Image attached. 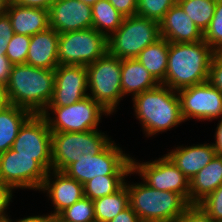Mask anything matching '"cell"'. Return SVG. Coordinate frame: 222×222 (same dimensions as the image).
Returning <instances> with one entry per match:
<instances>
[{
	"label": "cell",
	"mask_w": 222,
	"mask_h": 222,
	"mask_svg": "<svg viewBox=\"0 0 222 222\" xmlns=\"http://www.w3.org/2000/svg\"><path fill=\"white\" fill-rule=\"evenodd\" d=\"M214 52L204 40L195 43L169 42L164 85L178 91L209 81Z\"/></svg>",
	"instance_id": "cell-1"
},
{
	"label": "cell",
	"mask_w": 222,
	"mask_h": 222,
	"mask_svg": "<svg viewBox=\"0 0 222 222\" xmlns=\"http://www.w3.org/2000/svg\"><path fill=\"white\" fill-rule=\"evenodd\" d=\"M54 83L55 70L15 64L6 85L9 104L42 114L52 99Z\"/></svg>",
	"instance_id": "cell-2"
},
{
	"label": "cell",
	"mask_w": 222,
	"mask_h": 222,
	"mask_svg": "<svg viewBox=\"0 0 222 222\" xmlns=\"http://www.w3.org/2000/svg\"><path fill=\"white\" fill-rule=\"evenodd\" d=\"M132 100L136 119L141 122L146 136L167 131L184 122L178 92L166 85L159 84Z\"/></svg>",
	"instance_id": "cell-3"
},
{
	"label": "cell",
	"mask_w": 222,
	"mask_h": 222,
	"mask_svg": "<svg viewBox=\"0 0 222 222\" xmlns=\"http://www.w3.org/2000/svg\"><path fill=\"white\" fill-rule=\"evenodd\" d=\"M125 184L129 206L142 222H176L191 205L176 192L160 191L144 182Z\"/></svg>",
	"instance_id": "cell-4"
},
{
	"label": "cell",
	"mask_w": 222,
	"mask_h": 222,
	"mask_svg": "<svg viewBox=\"0 0 222 222\" xmlns=\"http://www.w3.org/2000/svg\"><path fill=\"white\" fill-rule=\"evenodd\" d=\"M52 170V156L18 155L12 148L0 153V182L12 189L39 190Z\"/></svg>",
	"instance_id": "cell-5"
},
{
	"label": "cell",
	"mask_w": 222,
	"mask_h": 222,
	"mask_svg": "<svg viewBox=\"0 0 222 222\" xmlns=\"http://www.w3.org/2000/svg\"><path fill=\"white\" fill-rule=\"evenodd\" d=\"M160 38L159 22L137 15L124 17L119 28L107 38L108 53L120 60L136 58Z\"/></svg>",
	"instance_id": "cell-6"
},
{
	"label": "cell",
	"mask_w": 222,
	"mask_h": 222,
	"mask_svg": "<svg viewBox=\"0 0 222 222\" xmlns=\"http://www.w3.org/2000/svg\"><path fill=\"white\" fill-rule=\"evenodd\" d=\"M87 67L88 96L99 103L107 112H116L120 100L121 60L108 52Z\"/></svg>",
	"instance_id": "cell-7"
},
{
	"label": "cell",
	"mask_w": 222,
	"mask_h": 222,
	"mask_svg": "<svg viewBox=\"0 0 222 222\" xmlns=\"http://www.w3.org/2000/svg\"><path fill=\"white\" fill-rule=\"evenodd\" d=\"M63 172L81 184L100 175H131L132 158L111 141L97 155L81 154L78 161L71 163Z\"/></svg>",
	"instance_id": "cell-8"
},
{
	"label": "cell",
	"mask_w": 222,
	"mask_h": 222,
	"mask_svg": "<svg viewBox=\"0 0 222 222\" xmlns=\"http://www.w3.org/2000/svg\"><path fill=\"white\" fill-rule=\"evenodd\" d=\"M112 140L98 129L85 132H52V170L63 172L81 154H99Z\"/></svg>",
	"instance_id": "cell-9"
},
{
	"label": "cell",
	"mask_w": 222,
	"mask_h": 222,
	"mask_svg": "<svg viewBox=\"0 0 222 222\" xmlns=\"http://www.w3.org/2000/svg\"><path fill=\"white\" fill-rule=\"evenodd\" d=\"M48 110L52 111L53 118L50 116ZM102 114L110 115L109 112L89 96L72 105L47 107L42 113L51 132H85L96 130Z\"/></svg>",
	"instance_id": "cell-10"
},
{
	"label": "cell",
	"mask_w": 222,
	"mask_h": 222,
	"mask_svg": "<svg viewBox=\"0 0 222 222\" xmlns=\"http://www.w3.org/2000/svg\"><path fill=\"white\" fill-rule=\"evenodd\" d=\"M107 52V37L94 28L59 34V65L87 66Z\"/></svg>",
	"instance_id": "cell-11"
},
{
	"label": "cell",
	"mask_w": 222,
	"mask_h": 222,
	"mask_svg": "<svg viewBox=\"0 0 222 222\" xmlns=\"http://www.w3.org/2000/svg\"><path fill=\"white\" fill-rule=\"evenodd\" d=\"M133 159V173L140 175L149 187L160 191L176 192L189 202V179L166 155L157 160L142 163Z\"/></svg>",
	"instance_id": "cell-12"
},
{
	"label": "cell",
	"mask_w": 222,
	"mask_h": 222,
	"mask_svg": "<svg viewBox=\"0 0 222 222\" xmlns=\"http://www.w3.org/2000/svg\"><path fill=\"white\" fill-rule=\"evenodd\" d=\"M183 121L213 120L222 115V92L209 81L177 91Z\"/></svg>",
	"instance_id": "cell-13"
},
{
	"label": "cell",
	"mask_w": 222,
	"mask_h": 222,
	"mask_svg": "<svg viewBox=\"0 0 222 222\" xmlns=\"http://www.w3.org/2000/svg\"><path fill=\"white\" fill-rule=\"evenodd\" d=\"M87 91L88 80L86 66L58 65L55 69L52 99L47 107L72 105L88 96Z\"/></svg>",
	"instance_id": "cell-14"
},
{
	"label": "cell",
	"mask_w": 222,
	"mask_h": 222,
	"mask_svg": "<svg viewBox=\"0 0 222 222\" xmlns=\"http://www.w3.org/2000/svg\"><path fill=\"white\" fill-rule=\"evenodd\" d=\"M12 149L18 155L52 156V132L42 114H33L22 125Z\"/></svg>",
	"instance_id": "cell-15"
},
{
	"label": "cell",
	"mask_w": 222,
	"mask_h": 222,
	"mask_svg": "<svg viewBox=\"0 0 222 222\" xmlns=\"http://www.w3.org/2000/svg\"><path fill=\"white\" fill-rule=\"evenodd\" d=\"M48 18L49 27L59 34L92 28V8L79 0H55Z\"/></svg>",
	"instance_id": "cell-16"
},
{
	"label": "cell",
	"mask_w": 222,
	"mask_h": 222,
	"mask_svg": "<svg viewBox=\"0 0 222 222\" xmlns=\"http://www.w3.org/2000/svg\"><path fill=\"white\" fill-rule=\"evenodd\" d=\"M51 174L54 178H51ZM40 190L47 191L54 205L55 210L50 214H60L84 197L83 184L56 170L48 171Z\"/></svg>",
	"instance_id": "cell-17"
},
{
	"label": "cell",
	"mask_w": 222,
	"mask_h": 222,
	"mask_svg": "<svg viewBox=\"0 0 222 222\" xmlns=\"http://www.w3.org/2000/svg\"><path fill=\"white\" fill-rule=\"evenodd\" d=\"M160 35L173 43H195L203 40L202 31L176 3L159 22Z\"/></svg>",
	"instance_id": "cell-18"
},
{
	"label": "cell",
	"mask_w": 222,
	"mask_h": 222,
	"mask_svg": "<svg viewBox=\"0 0 222 222\" xmlns=\"http://www.w3.org/2000/svg\"><path fill=\"white\" fill-rule=\"evenodd\" d=\"M59 33L48 28L30 36L26 64L41 69L55 70L58 64Z\"/></svg>",
	"instance_id": "cell-19"
},
{
	"label": "cell",
	"mask_w": 222,
	"mask_h": 222,
	"mask_svg": "<svg viewBox=\"0 0 222 222\" xmlns=\"http://www.w3.org/2000/svg\"><path fill=\"white\" fill-rule=\"evenodd\" d=\"M6 13L16 34L32 36L49 28L47 9L23 6L10 1Z\"/></svg>",
	"instance_id": "cell-20"
},
{
	"label": "cell",
	"mask_w": 222,
	"mask_h": 222,
	"mask_svg": "<svg viewBox=\"0 0 222 222\" xmlns=\"http://www.w3.org/2000/svg\"><path fill=\"white\" fill-rule=\"evenodd\" d=\"M216 155L212 144H197L193 146H179L166 156L178 169L191 180Z\"/></svg>",
	"instance_id": "cell-21"
},
{
	"label": "cell",
	"mask_w": 222,
	"mask_h": 222,
	"mask_svg": "<svg viewBox=\"0 0 222 222\" xmlns=\"http://www.w3.org/2000/svg\"><path fill=\"white\" fill-rule=\"evenodd\" d=\"M220 185H222V156L215 155L189 180V203L199 204Z\"/></svg>",
	"instance_id": "cell-22"
},
{
	"label": "cell",
	"mask_w": 222,
	"mask_h": 222,
	"mask_svg": "<svg viewBox=\"0 0 222 222\" xmlns=\"http://www.w3.org/2000/svg\"><path fill=\"white\" fill-rule=\"evenodd\" d=\"M159 83L148 70L135 58L121 60V89L123 97L131 94L133 98L139 93L157 87Z\"/></svg>",
	"instance_id": "cell-23"
},
{
	"label": "cell",
	"mask_w": 222,
	"mask_h": 222,
	"mask_svg": "<svg viewBox=\"0 0 222 222\" xmlns=\"http://www.w3.org/2000/svg\"><path fill=\"white\" fill-rule=\"evenodd\" d=\"M32 115L29 110L13 104L0 110V153L12 148L20 128Z\"/></svg>",
	"instance_id": "cell-24"
},
{
	"label": "cell",
	"mask_w": 222,
	"mask_h": 222,
	"mask_svg": "<svg viewBox=\"0 0 222 222\" xmlns=\"http://www.w3.org/2000/svg\"><path fill=\"white\" fill-rule=\"evenodd\" d=\"M169 41L164 38L145 47L135 58L138 60L159 83L164 85L167 71Z\"/></svg>",
	"instance_id": "cell-25"
},
{
	"label": "cell",
	"mask_w": 222,
	"mask_h": 222,
	"mask_svg": "<svg viewBox=\"0 0 222 222\" xmlns=\"http://www.w3.org/2000/svg\"><path fill=\"white\" fill-rule=\"evenodd\" d=\"M91 8L92 28L107 38L122 24L124 17L108 0H99Z\"/></svg>",
	"instance_id": "cell-26"
},
{
	"label": "cell",
	"mask_w": 222,
	"mask_h": 222,
	"mask_svg": "<svg viewBox=\"0 0 222 222\" xmlns=\"http://www.w3.org/2000/svg\"><path fill=\"white\" fill-rule=\"evenodd\" d=\"M93 203L96 222L111 221L129 206L126 184L115 193L96 199Z\"/></svg>",
	"instance_id": "cell-27"
},
{
	"label": "cell",
	"mask_w": 222,
	"mask_h": 222,
	"mask_svg": "<svg viewBox=\"0 0 222 222\" xmlns=\"http://www.w3.org/2000/svg\"><path fill=\"white\" fill-rule=\"evenodd\" d=\"M128 175H100L83 184L84 197L92 201L111 195L125 184Z\"/></svg>",
	"instance_id": "cell-28"
},
{
	"label": "cell",
	"mask_w": 222,
	"mask_h": 222,
	"mask_svg": "<svg viewBox=\"0 0 222 222\" xmlns=\"http://www.w3.org/2000/svg\"><path fill=\"white\" fill-rule=\"evenodd\" d=\"M216 1L217 0H177V3L202 33H204L213 18Z\"/></svg>",
	"instance_id": "cell-29"
},
{
	"label": "cell",
	"mask_w": 222,
	"mask_h": 222,
	"mask_svg": "<svg viewBox=\"0 0 222 222\" xmlns=\"http://www.w3.org/2000/svg\"><path fill=\"white\" fill-rule=\"evenodd\" d=\"M59 215L70 222H96L94 203L87 197L76 201Z\"/></svg>",
	"instance_id": "cell-30"
},
{
	"label": "cell",
	"mask_w": 222,
	"mask_h": 222,
	"mask_svg": "<svg viewBox=\"0 0 222 222\" xmlns=\"http://www.w3.org/2000/svg\"><path fill=\"white\" fill-rule=\"evenodd\" d=\"M177 0H138L136 15L160 22Z\"/></svg>",
	"instance_id": "cell-31"
},
{
	"label": "cell",
	"mask_w": 222,
	"mask_h": 222,
	"mask_svg": "<svg viewBox=\"0 0 222 222\" xmlns=\"http://www.w3.org/2000/svg\"><path fill=\"white\" fill-rule=\"evenodd\" d=\"M203 40L214 51L222 50V0L216 1L213 18L209 27L203 33Z\"/></svg>",
	"instance_id": "cell-32"
},
{
	"label": "cell",
	"mask_w": 222,
	"mask_h": 222,
	"mask_svg": "<svg viewBox=\"0 0 222 222\" xmlns=\"http://www.w3.org/2000/svg\"><path fill=\"white\" fill-rule=\"evenodd\" d=\"M29 44L30 36L14 33L6 49V56L13 65L26 63Z\"/></svg>",
	"instance_id": "cell-33"
},
{
	"label": "cell",
	"mask_w": 222,
	"mask_h": 222,
	"mask_svg": "<svg viewBox=\"0 0 222 222\" xmlns=\"http://www.w3.org/2000/svg\"><path fill=\"white\" fill-rule=\"evenodd\" d=\"M199 205L215 222H222V185L202 200Z\"/></svg>",
	"instance_id": "cell-34"
},
{
	"label": "cell",
	"mask_w": 222,
	"mask_h": 222,
	"mask_svg": "<svg viewBox=\"0 0 222 222\" xmlns=\"http://www.w3.org/2000/svg\"><path fill=\"white\" fill-rule=\"evenodd\" d=\"M176 222H215L199 204H191Z\"/></svg>",
	"instance_id": "cell-35"
},
{
	"label": "cell",
	"mask_w": 222,
	"mask_h": 222,
	"mask_svg": "<svg viewBox=\"0 0 222 222\" xmlns=\"http://www.w3.org/2000/svg\"><path fill=\"white\" fill-rule=\"evenodd\" d=\"M209 82L222 92V50L214 52L210 66Z\"/></svg>",
	"instance_id": "cell-36"
},
{
	"label": "cell",
	"mask_w": 222,
	"mask_h": 222,
	"mask_svg": "<svg viewBox=\"0 0 222 222\" xmlns=\"http://www.w3.org/2000/svg\"><path fill=\"white\" fill-rule=\"evenodd\" d=\"M12 23L7 13L0 16V55H6L8 43L13 37Z\"/></svg>",
	"instance_id": "cell-37"
},
{
	"label": "cell",
	"mask_w": 222,
	"mask_h": 222,
	"mask_svg": "<svg viewBox=\"0 0 222 222\" xmlns=\"http://www.w3.org/2000/svg\"><path fill=\"white\" fill-rule=\"evenodd\" d=\"M111 5L123 16H135L138 0H108Z\"/></svg>",
	"instance_id": "cell-38"
},
{
	"label": "cell",
	"mask_w": 222,
	"mask_h": 222,
	"mask_svg": "<svg viewBox=\"0 0 222 222\" xmlns=\"http://www.w3.org/2000/svg\"><path fill=\"white\" fill-rule=\"evenodd\" d=\"M13 189L0 182V218L7 216L5 210L8 209L12 201Z\"/></svg>",
	"instance_id": "cell-39"
},
{
	"label": "cell",
	"mask_w": 222,
	"mask_h": 222,
	"mask_svg": "<svg viewBox=\"0 0 222 222\" xmlns=\"http://www.w3.org/2000/svg\"><path fill=\"white\" fill-rule=\"evenodd\" d=\"M13 64L6 55H0V83L7 85Z\"/></svg>",
	"instance_id": "cell-40"
},
{
	"label": "cell",
	"mask_w": 222,
	"mask_h": 222,
	"mask_svg": "<svg viewBox=\"0 0 222 222\" xmlns=\"http://www.w3.org/2000/svg\"><path fill=\"white\" fill-rule=\"evenodd\" d=\"M109 222H142L136 212L128 206Z\"/></svg>",
	"instance_id": "cell-41"
},
{
	"label": "cell",
	"mask_w": 222,
	"mask_h": 222,
	"mask_svg": "<svg viewBox=\"0 0 222 222\" xmlns=\"http://www.w3.org/2000/svg\"><path fill=\"white\" fill-rule=\"evenodd\" d=\"M13 3H17L23 6H29L33 8L49 9L55 0H10Z\"/></svg>",
	"instance_id": "cell-42"
},
{
	"label": "cell",
	"mask_w": 222,
	"mask_h": 222,
	"mask_svg": "<svg viewBox=\"0 0 222 222\" xmlns=\"http://www.w3.org/2000/svg\"><path fill=\"white\" fill-rule=\"evenodd\" d=\"M217 124L215 132V143H212V146L216 152V155L222 156V117Z\"/></svg>",
	"instance_id": "cell-43"
},
{
	"label": "cell",
	"mask_w": 222,
	"mask_h": 222,
	"mask_svg": "<svg viewBox=\"0 0 222 222\" xmlns=\"http://www.w3.org/2000/svg\"><path fill=\"white\" fill-rule=\"evenodd\" d=\"M14 222H49V214L48 215H36V216H29L24 217L23 219L16 220Z\"/></svg>",
	"instance_id": "cell-44"
},
{
	"label": "cell",
	"mask_w": 222,
	"mask_h": 222,
	"mask_svg": "<svg viewBox=\"0 0 222 222\" xmlns=\"http://www.w3.org/2000/svg\"><path fill=\"white\" fill-rule=\"evenodd\" d=\"M9 104L6 86L0 83V110Z\"/></svg>",
	"instance_id": "cell-45"
},
{
	"label": "cell",
	"mask_w": 222,
	"mask_h": 222,
	"mask_svg": "<svg viewBox=\"0 0 222 222\" xmlns=\"http://www.w3.org/2000/svg\"><path fill=\"white\" fill-rule=\"evenodd\" d=\"M49 222H70V221L65 220L59 214H50L49 215Z\"/></svg>",
	"instance_id": "cell-46"
},
{
	"label": "cell",
	"mask_w": 222,
	"mask_h": 222,
	"mask_svg": "<svg viewBox=\"0 0 222 222\" xmlns=\"http://www.w3.org/2000/svg\"><path fill=\"white\" fill-rule=\"evenodd\" d=\"M10 0H0V16L7 12Z\"/></svg>",
	"instance_id": "cell-47"
},
{
	"label": "cell",
	"mask_w": 222,
	"mask_h": 222,
	"mask_svg": "<svg viewBox=\"0 0 222 222\" xmlns=\"http://www.w3.org/2000/svg\"><path fill=\"white\" fill-rule=\"evenodd\" d=\"M79 1H81V2H83V3H85V4H87V5H89V6H93L95 3H97L99 0H79Z\"/></svg>",
	"instance_id": "cell-48"
},
{
	"label": "cell",
	"mask_w": 222,
	"mask_h": 222,
	"mask_svg": "<svg viewBox=\"0 0 222 222\" xmlns=\"http://www.w3.org/2000/svg\"><path fill=\"white\" fill-rule=\"evenodd\" d=\"M0 222H13V221L12 219L10 220L9 216L7 215L5 217L0 218Z\"/></svg>",
	"instance_id": "cell-49"
}]
</instances>
